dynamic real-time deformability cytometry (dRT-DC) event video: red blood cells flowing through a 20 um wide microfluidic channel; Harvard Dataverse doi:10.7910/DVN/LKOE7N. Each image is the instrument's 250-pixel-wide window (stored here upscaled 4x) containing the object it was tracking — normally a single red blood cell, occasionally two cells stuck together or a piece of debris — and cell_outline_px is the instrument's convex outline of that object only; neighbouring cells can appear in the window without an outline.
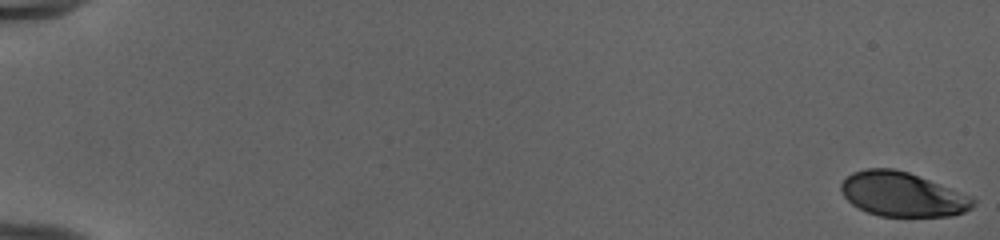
{"species": "human", "species_latin": "Homo sapiens", "temperature_condition": "cold", "stored_images_in_passage": 53, "camera_frame_rate_fps": 3000, "um_per_image_px": 0.085, "donor": {"sex": "female"}, "frame": {"image": 1, "passage_image": 1, "time_ms": 0.0, "image_size_px": [1000, 240], "cell_outline_px": [[976, 204], [972, 208], [964, 212], [952, 216], [880, 216], [868, 212], [852, 204], [844, 196], [840, 188], [840, 184], [852, 172], [864, 168], [892, 168], [908, 172], [972, 196], [976, 200]], "centroid_in_image_um": [76.72, 16.52], "position_along_channel_um": 8.3, "area_um2": 34.1}}
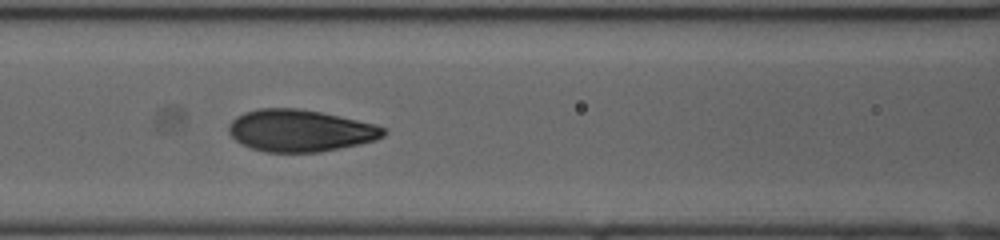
{"frame": {"image": 2, "passage_image": 26, "time_ms": 8.333, "image_size_px": [1000, 240], "cell_outline_px": [[388, 132], [384, 136], [376, 140], [320, 152], [264, 152], [240, 144], [228, 132], [228, 124], [236, 116], [244, 112], [256, 108], [300, 108], [340, 116], [376, 124], [388, 128]], "centroid_in_image_um": [25.51, 11.09], "position_along_channel_um": 141.1, "area_um2": 38.15}}
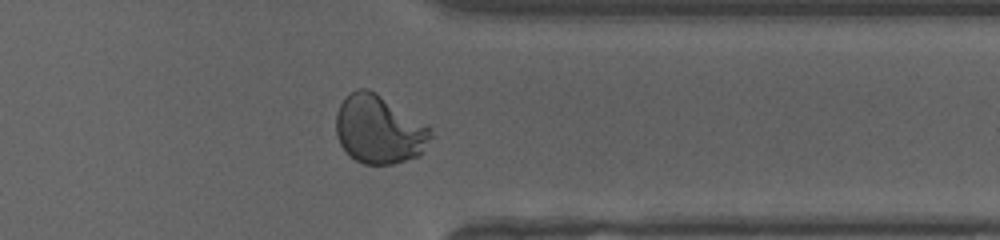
{"frame": {"image": 3, "passage_image": 44, "time_ms": 14.333, "image_size_px": [1000, 240], "cell_outline_px": [[436, 136], [420, 156], [392, 164], [364, 164], [356, 160], [340, 144], [336, 136], [336, 112], [340, 104], [352, 92], [360, 88], [368, 88], [376, 92], [428, 124], [432, 128]], "centroid_in_image_um": [32.29, 11.01], "position_along_channel_um": 379.1, "area_um2": 38.26}, "authors_computed_cell_mechanics": {"area_um2": 36.7608, "velocity_mm_per_s": 3.9948, "shape_relaxation_time_tau1_ms": 6.172, "shape_relaxation_time_tau2_ms": null, "deformation_change_tau1": 0.2288, "deformation_change_tau2": null}}